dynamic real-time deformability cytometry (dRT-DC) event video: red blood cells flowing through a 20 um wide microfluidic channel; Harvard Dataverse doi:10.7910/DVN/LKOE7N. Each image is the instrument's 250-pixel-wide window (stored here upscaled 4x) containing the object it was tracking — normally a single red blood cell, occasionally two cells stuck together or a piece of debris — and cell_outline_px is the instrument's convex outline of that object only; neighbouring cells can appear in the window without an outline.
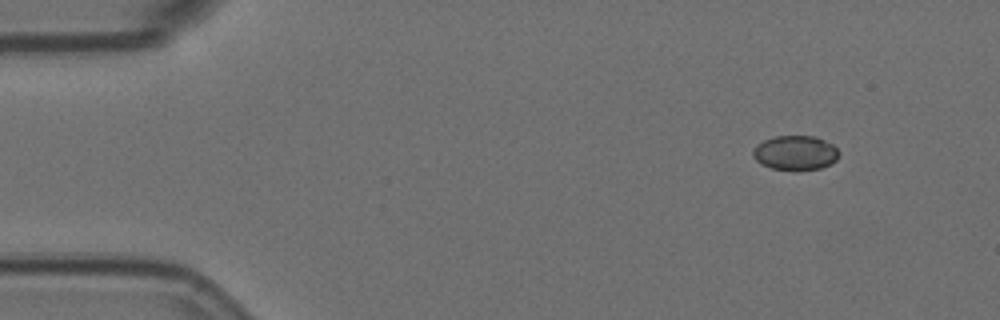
{"species": "Egyptian fruit bat (a non-hibernating species)", "species_latin": "Rousettus aegyptiacus", "temperature_condition": "room temperature", "stored_images_in_passage": 52, "camera_frame_rate_fps": 3000, "um_per_image_px": 0.085, "animal": {"sex": "female"}, "frame": {"image": 1, "passage_image": 1, "time_ms": 0.0, "image_size_px": [1000, 320], "cell_outline_px": [[840, 152], [836, 160], [832, 164], [820, 168], [772, 168], [760, 164], [752, 156], [752, 152], [756, 144], [772, 136], [816, 136], [832, 144]], "centroid_in_image_um": [67.59, 12.95], "position_along_channel_um": 17.4, "area_um2": 17.05}}
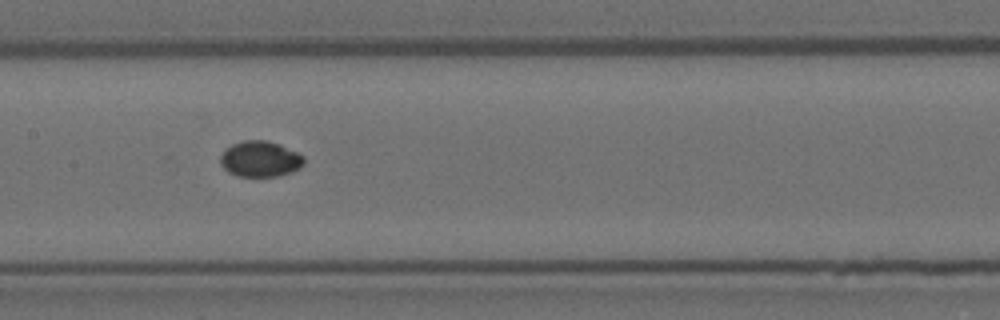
{"frame": {"image": 2, "passage_image": 23, "time_ms": 7.333, "image_size_px": [1000, 320], "cell_outline_px": [[304, 164], [300, 168], [292, 172], [276, 176], [236, 176], [228, 172], [220, 164], [220, 156], [224, 148], [232, 144], [244, 140], [268, 140], [280, 144], [304, 156]], "centroid_in_image_um": [22.1, 13.5], "position_along_channel_um": 185.3, "area_um2": 17.63}}
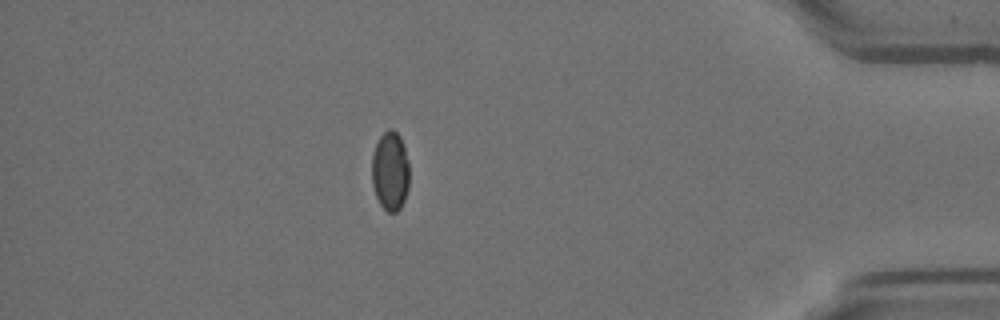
{"frame": {"image": 3, "passage_image": 45, "time_ms": 14.667, "image_size_px": [1000, 320], "cell_outline_px": [[408, 188], [404, 200], [400, 208], [396, 212], [388, 212], [380, 204], [376, 196], [372, 184], [372, 152], [380, 136], [388, 128], [392, 128], [400, 136], [404, 148], [408, 164]], "centroid_in_image_um": [33.15, 14.53], "position_along_channel_um": 402.1, "area_um2": 17.22}, "authors_computed_cell_mechanics": {"area_um2": 17.3689, "velocity_mm_per_s": 3.5665, "shape_relaxation_time_tau1_ms": 8.9108, "shape_relaxation_time_tau2_ms": null, "deformation_change_tau1": 0.0987, "deformation_change_tau2": null}}